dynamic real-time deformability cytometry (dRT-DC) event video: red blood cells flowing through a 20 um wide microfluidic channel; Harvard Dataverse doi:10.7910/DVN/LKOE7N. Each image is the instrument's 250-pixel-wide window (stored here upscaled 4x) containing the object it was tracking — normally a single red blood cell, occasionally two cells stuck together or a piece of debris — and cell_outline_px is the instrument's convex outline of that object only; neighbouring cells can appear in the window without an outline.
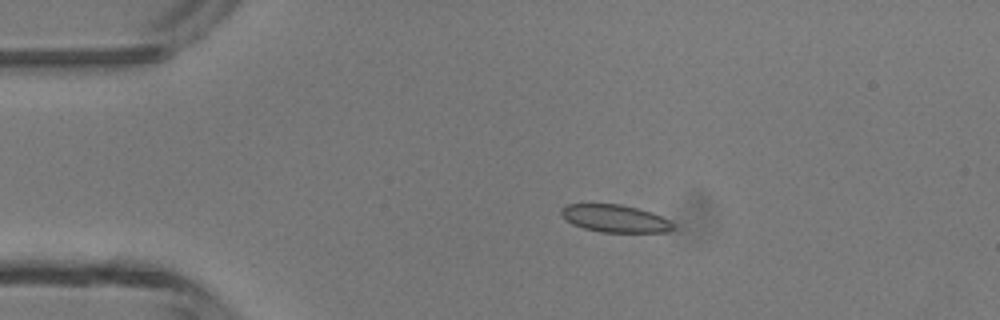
{"species": "common noctule bat (a hibernating species)", "species_latin": "Nyctalus noctula", "temperature_condition": "room temperature", "stored_images_in_passage": 4, "camera_frame_rate_fps": 3000, "um_per_image_px": 0.085, "animal": {"sex": "male", "body_mass_g": 13.3}, "frame": {"image": 1, "passage_image": 3, "time_ms": 2.333, "image_size_px": [1000, 320], "cell_outline_px": [[672, 228], [668, 232], [600, 232], [584, 228], [572, 224], [560, 212], [560, 208], [568, 204], [620, 204], [652, 212], [668, 220], [672, 224]], "centroid_in_image_um": [52.25, 18.57], "position_along_channel_um": 32.7, "area_um2": 17.69}}